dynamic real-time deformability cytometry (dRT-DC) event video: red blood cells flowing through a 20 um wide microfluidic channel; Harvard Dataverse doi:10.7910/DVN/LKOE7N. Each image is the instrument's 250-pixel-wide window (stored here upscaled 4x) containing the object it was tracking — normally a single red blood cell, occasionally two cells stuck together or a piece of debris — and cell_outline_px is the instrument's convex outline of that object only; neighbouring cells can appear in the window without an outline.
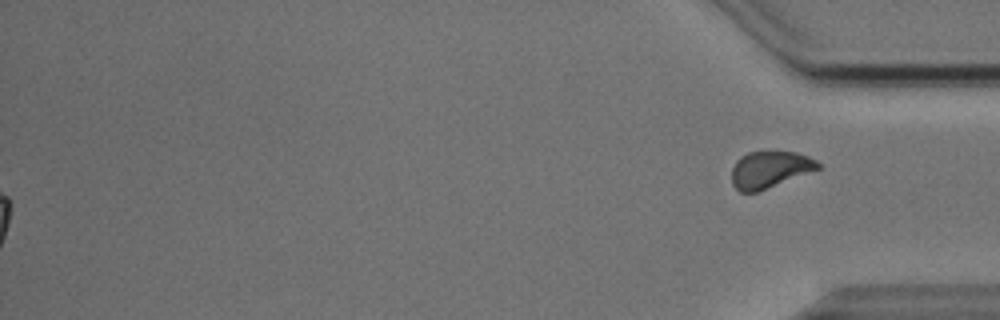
{"species": "Egyptian fruit bat (a non-hibernating species)", "species_latin": "Rousettus aegyptiacus", "temperature_condition": "cold", "stored_images_in_passage": 46, "segment_of_instrument_passage": [2, 2], "camera_frame_rate_fps": 3000, "um_per_image_px": 0.085, "animal": {"sex": "male"}, "frame": {"image": 1, "passage_image": 46, "time_ms": 15.0, "image_size_px": [1000, 320], "cell_outline_px": [[820, 168], [756, 192], [740, 192], [732, 184], [732, 168], [736, 160], [740, 156], [748, 152], [796, 152], [808, 156], [816, 160], [820, 164]], "centroid_in_image_um": [65.4, 14.4], "position_along_channel_um": 369.8, "area_um2": 18.21}}